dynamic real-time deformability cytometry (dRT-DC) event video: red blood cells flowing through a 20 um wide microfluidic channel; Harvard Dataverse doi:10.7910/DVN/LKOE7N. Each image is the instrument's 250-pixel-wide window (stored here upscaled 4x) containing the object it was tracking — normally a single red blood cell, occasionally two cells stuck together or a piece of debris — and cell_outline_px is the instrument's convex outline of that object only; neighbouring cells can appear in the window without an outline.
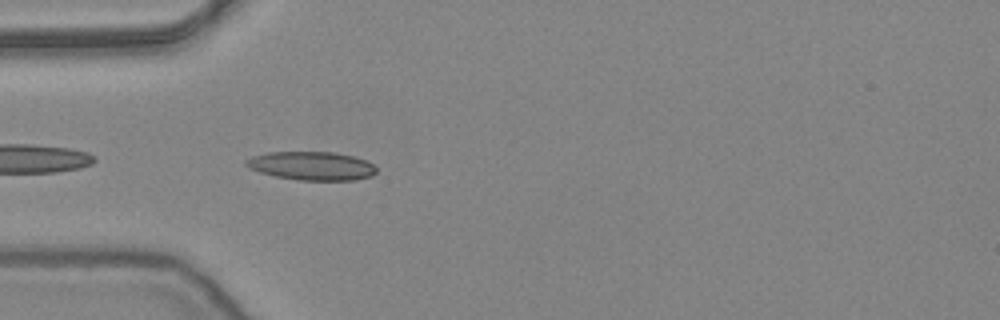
{"species": "common noctule bat (a hibernating species)", "species_latin": "Nyctalus noctula", "temperature_condition": "warm", "stored_images_in_passage": 6, "camera_frame_rate_fps": 3000, "um_per_image_px": 0.085, "animal": {"sex": "female", "body_mass_g": 24.6, "forearm_length_mm": 56.2}, "frame": {"image": 1, "passage_image": 2, "time_ms": 0.333, "image_size_px": [1000, 320], "cell_outline_px": [[376, 172], [372, 176], [356, 180], [300, 180], [276, 176], [260, 172], [248, 168], [244, 164], [244, 160], [252, 156], [268, 152], [332, 152], [352, 156], [364, 160], [372, 164], [376, 168]], "centroid_in_image_um": [26.46, 14.1], "position_along_channel_um": 58.5, "area_um2": 21.62}}